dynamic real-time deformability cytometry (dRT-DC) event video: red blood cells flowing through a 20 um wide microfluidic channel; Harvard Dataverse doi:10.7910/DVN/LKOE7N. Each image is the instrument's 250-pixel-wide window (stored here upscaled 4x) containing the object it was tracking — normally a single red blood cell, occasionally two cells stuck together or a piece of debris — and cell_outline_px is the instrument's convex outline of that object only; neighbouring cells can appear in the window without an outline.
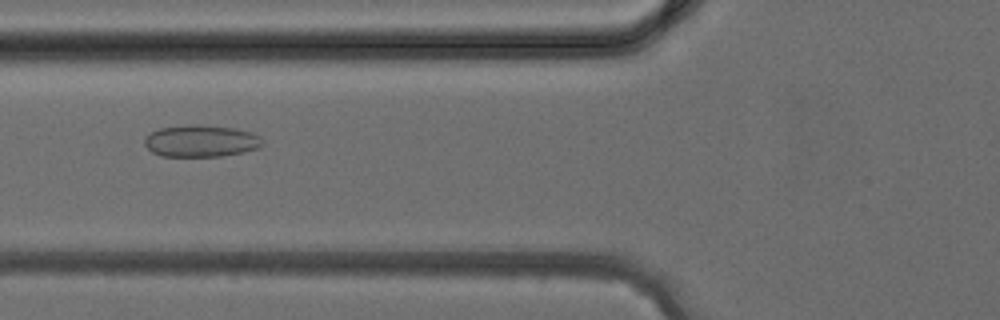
{"species": "common noctule bat (a hibernating species)", "species_latin": "Nyctalus noctula", "temperature_condition": "cold", "stored_images_in_passage": 39, "camera_frame_rate_fps": 3000, "um_per_image_px": 0.085, "animal": {"sex": "female", "body_mass_g": 24.6, "forearm_length_mm": 56.2}, "frame": {"image": 1, "passage_image": 15, "time_ms": 4.667, "image_size_px": [1000, 320], "cell_outline_px": [[264, 144], [260, 148], [244, 152], [220, 156], [160, 156], [152, 152], [144, 144], [144, 136], [160, 128], [196, 124], [232, 128], [252, 132], [260, 136], [264, 140]], "centroid_in_image_um": [17.11, 11.99], "position_along_channel_um": 108.7, "area_um2": 22.02}}
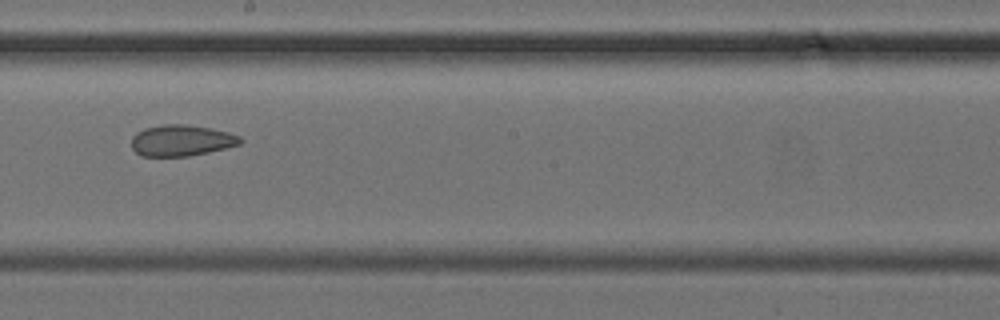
{"frame": {"image": 2, "passage_image": 22, "time_ms": 7.0, "image_size_px": [1000, 320], "cell_outline_px": [[244, 140], [240, 144], [208, 152], [188, 156], [140, 156], [132, 148], [132, 136], [136, 132], [144, 128], [164, 124], [184, 124], [212, 128], [228, 132], [240, 136]], "centroid_in_image_um": [15.41, 11.93], "position_along_channel_um": 232.8, "area_um2": 19.83}}
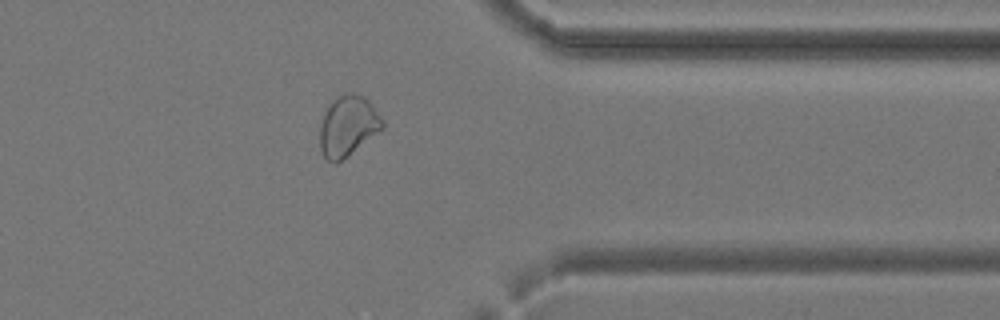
{"frame": {"image": 3, "passage_image": 31, "time_ms": 10.0, "image_size_px": [1000, 320], "cell_outline_px": [[384, 128], [336, 164], [328, 160], [324, 156], [320, 148], [320, 124], [324, 112], [332, 100], [336, 96], [348, 92], [352, 92], [364, 96], [372, 104], [384, 120]], "centroid_in_image_um": [29.57, 10.68], "position_along_channel_um": 381.8, "area_um2": 22.14}}